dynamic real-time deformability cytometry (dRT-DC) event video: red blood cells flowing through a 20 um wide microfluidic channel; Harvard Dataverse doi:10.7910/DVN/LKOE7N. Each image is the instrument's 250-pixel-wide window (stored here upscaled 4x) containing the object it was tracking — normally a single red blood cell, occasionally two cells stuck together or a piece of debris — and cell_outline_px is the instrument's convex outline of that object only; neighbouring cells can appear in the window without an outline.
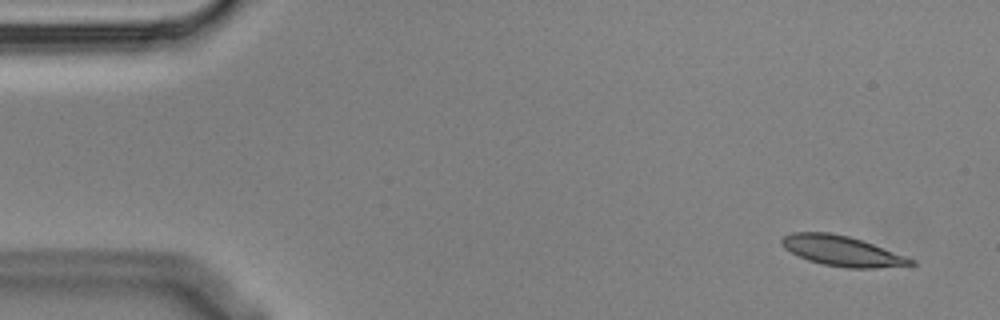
{"species": "Egyptian fruit bat (a non-hibernating species)", "species_latin": "Rousettus aegyptiacus", "temperature_condition": "cold", "stored_images_in_passage": 10, "camera_frame_rate_fps": 3000, "um_per_image_px": 0.085, "animal": {"sex": "male"}, "frame": {"image": 1, "passage_image": 1, "time_ms": 0.0, "image_size_px": [1000, 320], "cell_outline_px": [[916, 264], [876, 268], [848, 268], [824, 264], [808, 260], [784, 248], [780, 244], [780, 240], [784, 236], [792, 232], [828, 232], [848, 236], [872, 244], [916, 260]], "centroid_in_image_um": [71.54, 21.33], "position_along_channel_um": 13.5, "area_um2": 22.37}}
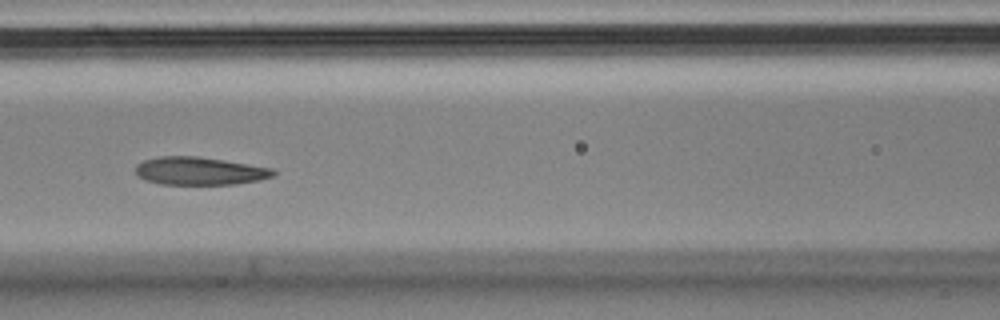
{"frame": {"image": 2, "passage_image": 6, "time_ms": 1.667, "image_size_px": [1000, 320], "cell_outline_px": [[276, 172], [272, 176], [260, 180], [236, 184], [160, 184], [144, 180], [136, 176], [136, 164], [144, 160], [160, 156], [196, 156], [224, 160], [272, 168]], "centroid_in_image_um": [16.93, 14.53], "position_along_channel_um": 149.7, "area_um2": 22.43}}
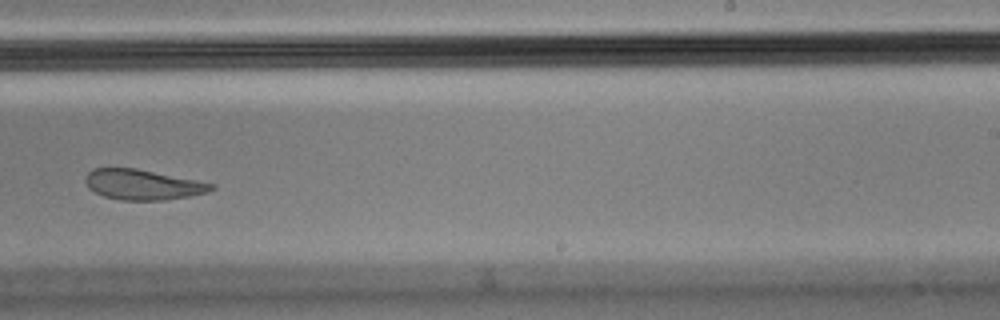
{"frame": {"image": 3, "passage_image": 9, "time_ms": 2.667, "image_size_px": [1000, 320], "cell_outline_px": [[216, 188], [208, 192], [188, 196], [164, 200], [120, 200], [104, 196], [88, 188], [84, 180], [88, 172], [92, 168], [136, 168], [216, 184]], "centroid_in_image_um": [12.13, 15.69], "position_along_channel_um": 276.9, "area_um2": 22.2}}